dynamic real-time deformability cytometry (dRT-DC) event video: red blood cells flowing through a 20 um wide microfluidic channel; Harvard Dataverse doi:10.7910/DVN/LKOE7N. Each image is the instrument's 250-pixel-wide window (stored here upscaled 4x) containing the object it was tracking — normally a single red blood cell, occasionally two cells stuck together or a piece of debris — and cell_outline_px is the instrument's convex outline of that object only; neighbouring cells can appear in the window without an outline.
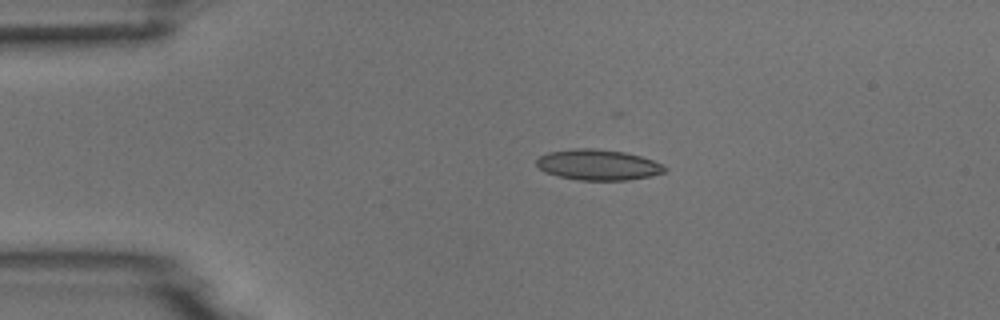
{"species": "common noctule bat (a hibernating species)", "species_latin": "Nyctalus noctula", "temperature_condition": "room temperature", "stored_images_in_passage": 2, "camera_frame_rate_fps": 3000, "um_per_image_px": 0.085, "animal": {"sex": "male", "body_mass_g": 18.8}, "frame": {"image": 1, "passage_image": 1, "time_ms": 0.0, "image_size_px": [1000, 320], "cell_outline_px": [[668, 168], [664, 172], [652, 176], [628, 180], [580, 180], [560, 176], [544, 172], [536, 164], [536, 160], [540, 156], [548, 152], [576, 148], [592, 148], [624, 152], [640, 156], [652, 160]], "centroid_in_image_um": [50.83, 14.01], "position_along_channel_um": 34.2, "area_um2": 22.77}}